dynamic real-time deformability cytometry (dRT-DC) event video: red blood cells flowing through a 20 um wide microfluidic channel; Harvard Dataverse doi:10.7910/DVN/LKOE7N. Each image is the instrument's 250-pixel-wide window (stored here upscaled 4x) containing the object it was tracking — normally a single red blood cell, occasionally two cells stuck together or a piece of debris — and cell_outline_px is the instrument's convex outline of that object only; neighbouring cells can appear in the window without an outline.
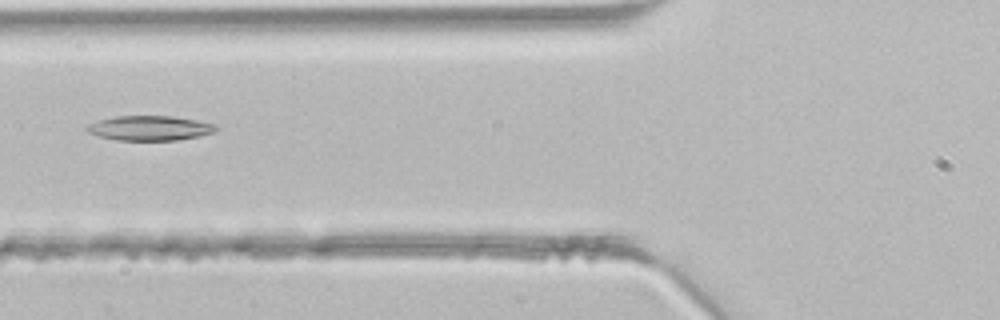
{"species": "common noctule bat (a hibernating species)", "species_latin": "Nyctalus noctula", "temperature_condition": "room temperature", "stored_images_in_passage": 5, "camera_frame_rate_fps": 3000, "um_per_image_px": 0.085, "animal": {"sex": "male", "body_mass_g": 21.5, "forearm_length_mm": 52.0}, "frame": {"image": 1, "passage_image": 5, "time_ms": 1.333, "image_size_px": [1000, 320], "cell_outline_px": [[216, 128], [212, 132], [200, 136], [176, 140], [116, 140], [100, 136], [88, 132], [84, 128], [88, 124], [96, 120], [116, 116], [172, 116], [196, 120], [216, 124]], "centroid_in_image_um": [12.68, 10.88], "position_along_channel_um": 113.1, "area_um2": 18.55}}